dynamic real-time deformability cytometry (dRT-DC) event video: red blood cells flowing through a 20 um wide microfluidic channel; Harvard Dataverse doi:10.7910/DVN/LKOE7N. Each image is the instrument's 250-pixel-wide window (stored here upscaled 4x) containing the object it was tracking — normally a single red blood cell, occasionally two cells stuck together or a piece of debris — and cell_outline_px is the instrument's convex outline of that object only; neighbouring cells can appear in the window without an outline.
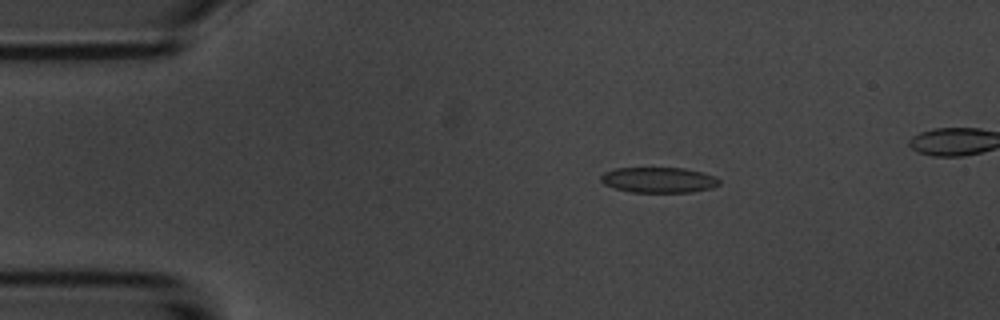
{"species": "common noctule bat (a hibernating species)", "species_latin": "Nyctalus noctula", "temperature_condition": "room temperature", "stored_images_in_passage": 9, "camera_frame_rate_fps": 3000, "um_per_image_px": 0.085, "animal": {"sex": "male", "body_mass_g": 20.1, "forearm_length_mm": 53.5}, "frame": {"image": 1, "passage_image": 3, "time_ms": 2.333, "image_size_px": [1000, 320], "cell_outline_px": [[720, 184], [712, 188], [692, 192], [632, 192], [616, 188], [604, 184], [600, 180], [600, 176], [604, 172], [616, 168], [684, 168], [716, 176], [720, 180]], "centroid_in_image_um": [56.0, 15.29], "position_along_channel_um": 29.0, "area_um2": 17.57}}
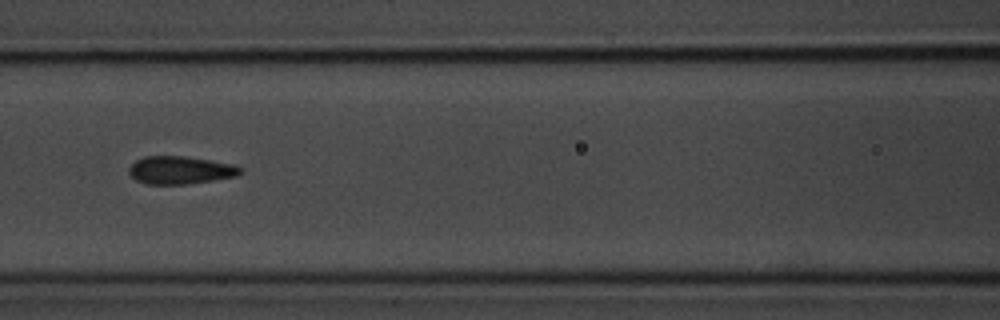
{"frame": {"image": 2, "passage_image": 7, "time_ms": 7.0, "image_size_px": [1000, 320], "cell_outline_px": [[244, 172], [236, 176], [212, 180], [184, 184], [148, 184], [136, 180], [128, 172], [128, 168], [136, 160], [144, 156], [184, 156], [232, 164], [244, 168]], "centroid_in_image_um": [15.33, 14.46], "position_along_channel_um": 151.3, "area_um2": 17.98}}
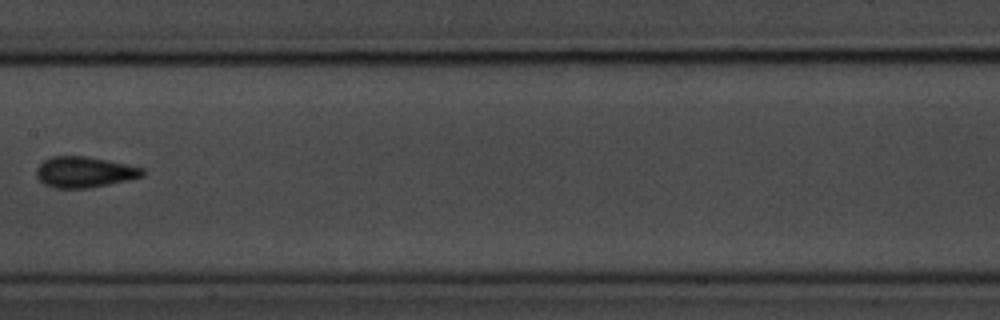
{"frame": {"image": 3, "passage_image": 8, "time_ms": 8.333, "image_size_px": [1000, 320], "cell_outline_px": [[144, 176], [128, 180], [88, 188], [56, 188], [44, 184], [36, 176], [36, 168], [44, 160], [52, 156], [84, 156], [108, 160], [144, 168]], "centroid_in_image_um": [7.17, 14.62], "position_along_channel_um": 200.2, "area_um2": 19.02}}